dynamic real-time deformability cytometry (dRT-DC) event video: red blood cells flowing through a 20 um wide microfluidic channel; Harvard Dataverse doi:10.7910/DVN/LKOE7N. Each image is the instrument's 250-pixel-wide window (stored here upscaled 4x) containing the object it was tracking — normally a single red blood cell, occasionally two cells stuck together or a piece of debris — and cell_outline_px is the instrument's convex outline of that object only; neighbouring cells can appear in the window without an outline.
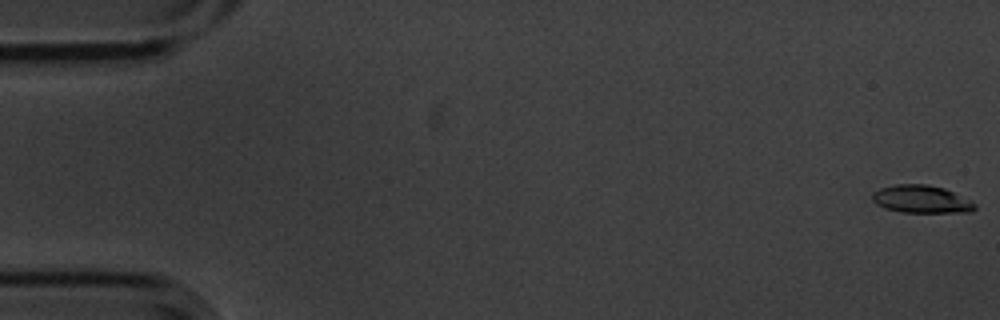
{"species": "common noctule bat (a hibernating species)", "species_latin": "Nyctalus noctula", "temperature_condition": "cold", "stored_images_in_passage": 5, "camera_frame_rate_fps": 3000, "um_per_image_px": 0.085, "animal": {"sex": "male", "body_mass_g": 20.1, "forearm_length_mm": 53.5}, "frame": {"image": 1, "passage_image": 1, "time_ms": 0.0, "image_size_px": [1000, 320], "cell_outline_px": [[976, 208], [972, 212], [900, 212], [884, 208], [876, 204], [872, 200], [872, 192], [880, 188], [896, 184], [928, 184], [944, 188], [976, 204]], "centroid_in_image_um": [78.27, 16.93], "position_along_channel_um": 6.7, "area_um2": 16.53}}
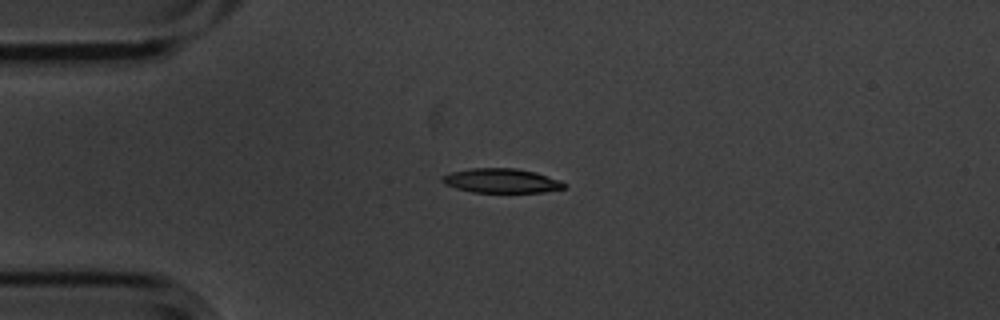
{"frame": {"image": 2, "passage_image": 4, "time_ms": 1.0, "image_size_px": [1000, 320], "cell_outline_px": [[568, 184], [564, 188], [544, 192], [472, 192], [456, 188], [444, 184], [440, 180], [440, 176], [452, 172], [472, 168], [516, 168], [536, 172], [560, 180]], "centroid_in_image_um": [42.61, 15.36], "position_along_channel_um": 42.4, "area_um2": 17.4}}